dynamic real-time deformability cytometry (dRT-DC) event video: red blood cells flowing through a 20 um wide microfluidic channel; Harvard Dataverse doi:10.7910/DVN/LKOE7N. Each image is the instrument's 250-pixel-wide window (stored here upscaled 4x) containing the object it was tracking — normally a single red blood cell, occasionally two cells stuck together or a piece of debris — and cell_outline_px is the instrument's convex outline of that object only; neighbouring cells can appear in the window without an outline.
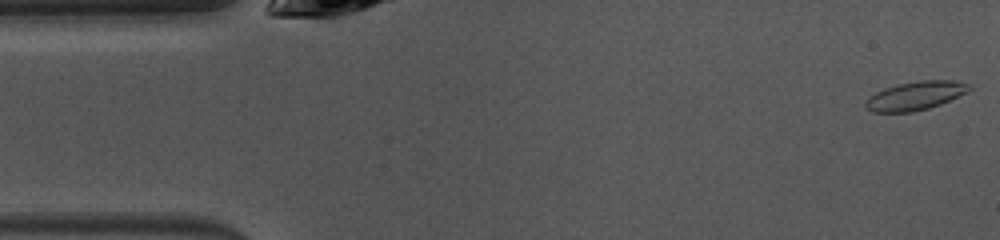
{"species": "common noctule bat (a hibernating species)", "species_latin": "Nyctalus noctula", "temperature_condition": "warm", "stored_images_in_passage": 48, "camera_frame_rate_fps": 3000, "um_per_image_px": 0.085, "animal": {"sex": "female", "body_mass_g": 10.0, "forearm_length_mm": 53.1}, "frame": {"image": 1, "passage_image": 1, "time_ms": 0.0, "image_size_px": [1000, 240], "cell_outline_px": [[964, 92], [948, 100], [924, 108], [908, 112], [876, 112], [868, 108], [864, 104], [872, 96], [888, 88], [904, 84], [932, 80], [944, 80], [964, 84]], "centroid_in_image_um": [77.71, 8.17], "position_along_channel_um": 7.3, "area_um2": 15.43}}
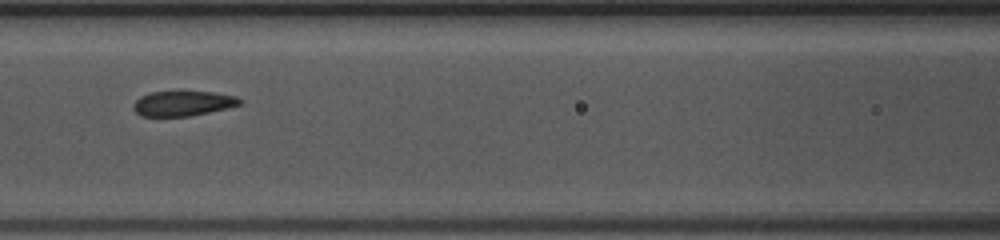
{"frame": {"image": 2, "passage_image": 19, "time_ms": 6.0, "image_size_px": [1000, 240], "cell_outline_px": [[240, 104], [224, 108], [184, 116], [144, 116], [136, 112], [136, 100], [152, 92], [208, 92], [232, 96], [240, 100]], "centroid_in_image_um": [15.51, 8.79], "position_along_channel_um": 151.1, "area_um2": 14.45}}
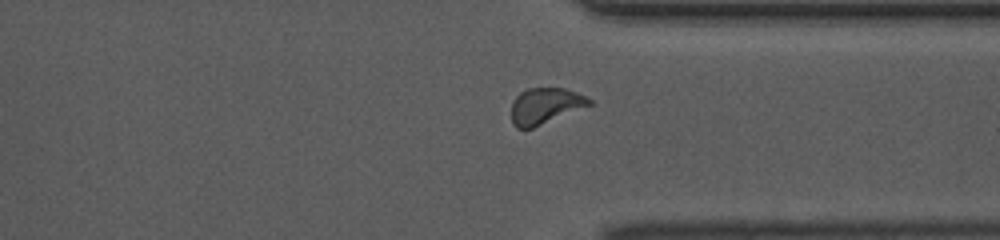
{"frame": {"image": 3, "passage_image": 35, "time_ms": 11.333, "image_size_px": [1000, 240], "cell_outline_px": [[592, 104], [532, 128], [516, 128], [512, 120], [512, 104], [516, 96], [520, 92], [528, 88], [564, 88], [584, 96], [592, 100]], "centroid_in_image_um": [46.32, 8.99], "position_along_channel_um": 365.1, "area_um2": 16.01}, "authors_computed_cell_mechanics": {"area_um2": 15.3748, "velocity_mm_per_s": 4.0468, "shape_relaxation_time_tau1_ms": null, "shape_relaxation_time_tau2_ms": 1.6956, "deformation_change_tau1": null, "deformation_change_tau2": 0.0575}}